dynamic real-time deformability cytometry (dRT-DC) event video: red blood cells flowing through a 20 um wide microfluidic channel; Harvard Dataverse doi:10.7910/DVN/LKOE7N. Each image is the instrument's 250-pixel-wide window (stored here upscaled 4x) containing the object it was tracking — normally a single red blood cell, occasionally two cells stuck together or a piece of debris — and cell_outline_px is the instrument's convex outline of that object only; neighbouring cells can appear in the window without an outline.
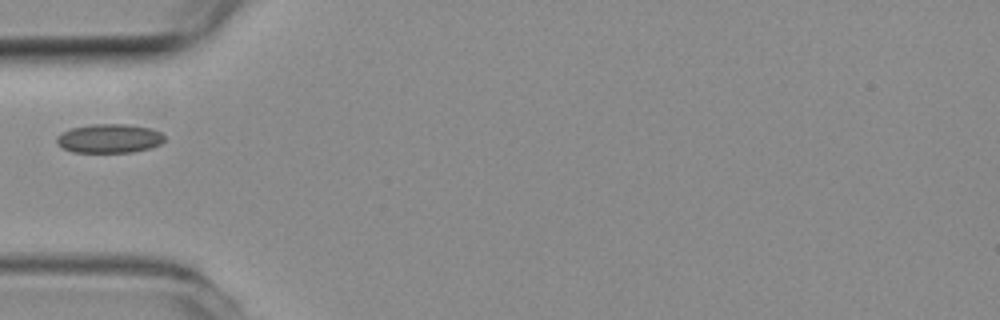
{"species": "common noctule bat (a hibernating species)", "species_latin": "Nyctalus noctula", "temperature_condition": "room temperature", "stored_images_in_passage": 7, "camera_frame_rate_fps": 3000, "um_per_image_px": 0.085, "animal": {"sex": "female", "body_mass_g": 19.3, "forearm_length_mm": 54.1}, "frame": {"image": 1, "passage_image": 1, "time_ms": 0.0, "image_size_px": [1000, 320], "cell_outline_px": [[164, 140], [160, 144], [148, 148], [132, 152], [72, 152], [64, 148], [56, 140], [56, 136], [72, 128], [92, 124], [128, 124], [152, 128], [160, 132], [164, 136]], "centroid_in_image_um": [9.31, 11.76], "position_along_channel_um": 75.7, "area_um2": 18.03}}